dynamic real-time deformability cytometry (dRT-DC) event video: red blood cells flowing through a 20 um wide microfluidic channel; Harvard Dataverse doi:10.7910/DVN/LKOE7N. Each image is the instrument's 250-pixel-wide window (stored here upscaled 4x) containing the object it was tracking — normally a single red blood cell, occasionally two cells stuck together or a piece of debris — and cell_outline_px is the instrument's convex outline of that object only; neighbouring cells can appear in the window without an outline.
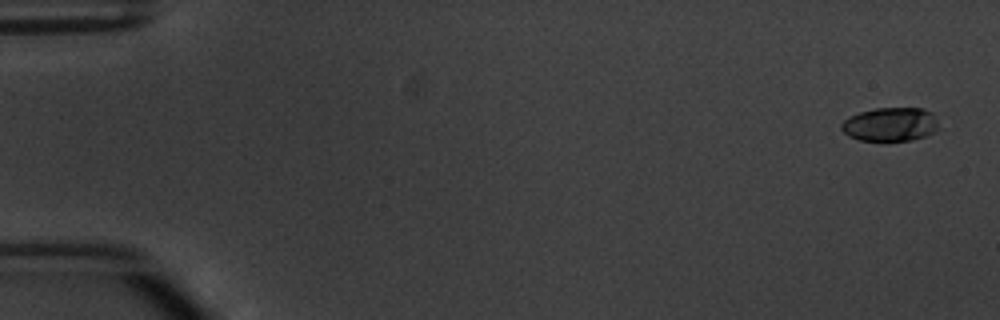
{"species": "common noctule bat (a hibernating species)", "species_latin": "Nyctalus noctula", "temperature_condition": "warm", "stored_images_in_passage": 4, "camera_frame_rate_fps": 3000, "um_per_image_px": 0.085, "animal": {"sex": "male", "body_mass_g": 20.1, "forearm_length_mm": 53.5}, "frame": {"image": 1, "passage_image": 1, "time_ms": 0.0, "image_size_px": [1000, 320], "cell_outline_px": [[940, 128], [936, 132], [912, 140], [860, 140], [848, 136], [840, 128], [840, 124], [844, 120], [860, 112], [876, 108], [924, 108], [932, 112]], "centroid_in_image_um": [75.7, 10.56], "position_along_channel_um": 9.3, "area_um2": 19.13}}
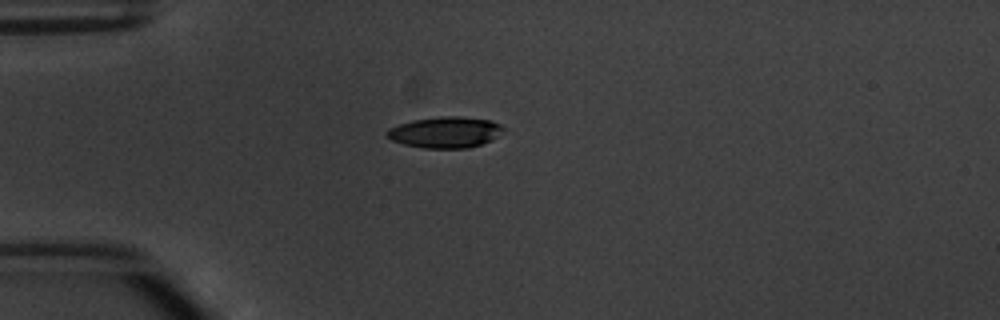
{"frame": {"image": 2, "passage_image": 4, "time_ms": 4.333, "image_size_px": [1000, 320], "cell_outline_px": [[512, 132], [480, 144], [468, 148], [424, 148], [404, 144], [392, 140], [388, 136], [388, 128], [412, 120], [440, 116], [456, 116], [492, 120], [508, 128]], "centroid_in_image_um": [37.99, 11.23], "position_along_channel_um": 47.0, "area_um2": 21.44}}